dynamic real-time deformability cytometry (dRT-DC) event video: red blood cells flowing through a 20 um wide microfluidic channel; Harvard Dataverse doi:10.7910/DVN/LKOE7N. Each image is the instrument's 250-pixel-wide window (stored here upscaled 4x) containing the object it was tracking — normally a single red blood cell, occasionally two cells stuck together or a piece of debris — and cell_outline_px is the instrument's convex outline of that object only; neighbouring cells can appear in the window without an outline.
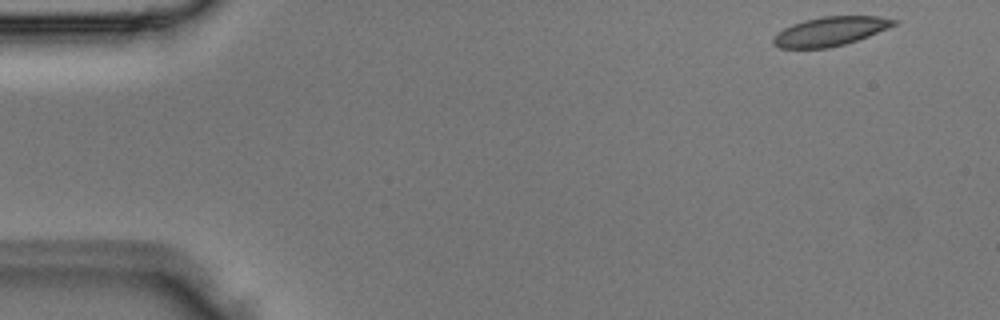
{"species": "Egyptian fruit bat (a non-hibernating species)", "species_latin": "Rousettus aegyptiacus", "temperature_condition": "room temperature", "stored_images_in_passage": 5, "segment_of_instrument_passage": [2, 2], "camera_frame_rate_fps": 3000, "um_per_image_px": 0.085, "animal": {"sex": "male"}, "frame": {"image": 1, "passage_image": 5, "time_ms": 1.333, "image_size_px": [1000, 320], "cell_outline_px": [[900, 20], [896, 24], [888, 28], [868, 36], [844, 44], [828, 48], [780, 48], [772, 44], [772, 40], [784, 28], [792, 24], [804, 20], [824, 16], [876, 16]], "centroid_in_image_um": [70.58, 2.66], "position_along_channel_um": 14.4, "area_um2": 20.23}}